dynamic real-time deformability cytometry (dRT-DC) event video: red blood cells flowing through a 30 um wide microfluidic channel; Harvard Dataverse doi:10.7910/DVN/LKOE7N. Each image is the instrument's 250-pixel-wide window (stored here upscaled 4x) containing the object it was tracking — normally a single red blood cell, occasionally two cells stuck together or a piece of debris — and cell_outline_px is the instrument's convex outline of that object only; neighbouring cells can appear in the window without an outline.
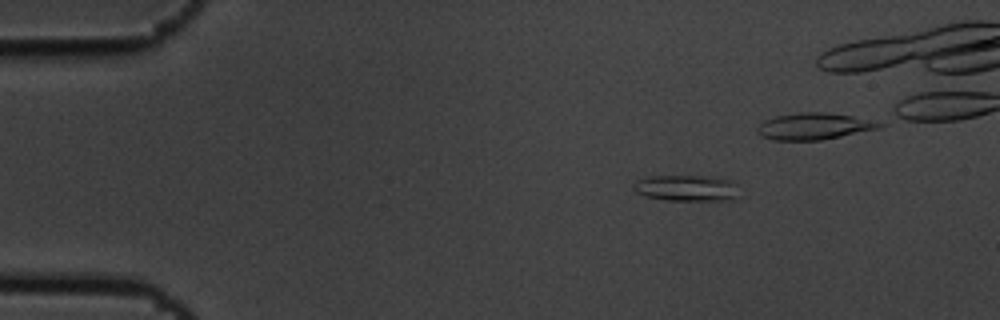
{"species": "common noctule bat (a hibernating species)", "species_latin": "Nyctalus noctula", "temperature_condition": "cold", "stored_images_in_passage": 6, "camera_frame_rate_fps": 3000, "um_per_image_px": 0.085, "animal": {"sex": "male", "body_mass_g": 19.5, "forearm_length_mm": 54.6}, "frame": {"image": 1, "passage_image": 3, "time_ms": 0.667, "image_size_px": [1000, 320], "cell_outline_px": [[736, 196], [732, 200], [668, 200], [648, 196], [636, 192], [632, 188], [632, 184], [636, 180], [652, 176], [716, 176], [732, 180]], "centroid_in_image_um": [58.32, 15.97], "position_along_channel_um": 26.7, "area_um2": 15.9}}